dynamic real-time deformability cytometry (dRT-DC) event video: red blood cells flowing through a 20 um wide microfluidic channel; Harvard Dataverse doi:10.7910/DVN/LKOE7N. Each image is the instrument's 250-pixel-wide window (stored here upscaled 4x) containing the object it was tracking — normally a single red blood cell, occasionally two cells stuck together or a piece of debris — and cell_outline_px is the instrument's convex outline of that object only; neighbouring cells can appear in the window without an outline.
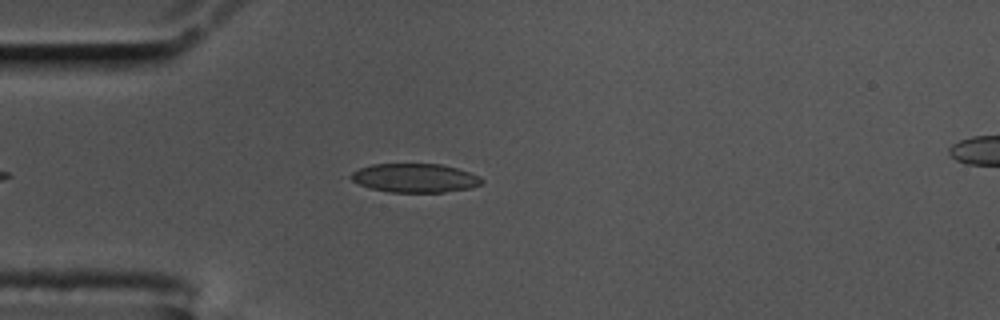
{"species": "common noctule bat (a hibernating species)", "species_latin": "Nyctalus noctula", "temperature_condition": "cold", "stored_images_in_passage": 43, "camera_frame_rate_fps": 3000, "um_per_image_px": 0.085, "animal": {"sex": "male", "body_mass_g": 17.5, "forearm_length_mm": 52.3}, "frame": {"image": 1, "passage_image": 4, "time_ms": 1.0, "image_size_px": [1000, 320], "cell_outline_px": [[484, 180], [480, 184], [468, 188], [444, 192], [388, 192], [368, 188], [352, 180], [348, 176], [352, 172], [360, 168], [372, 164], [440, 164], [456, 168], [480, 176]], "centroid_in_image_um": [35.23, 15.13], "position_along_channel_um": 49.8, "area_um2": 21.91}}
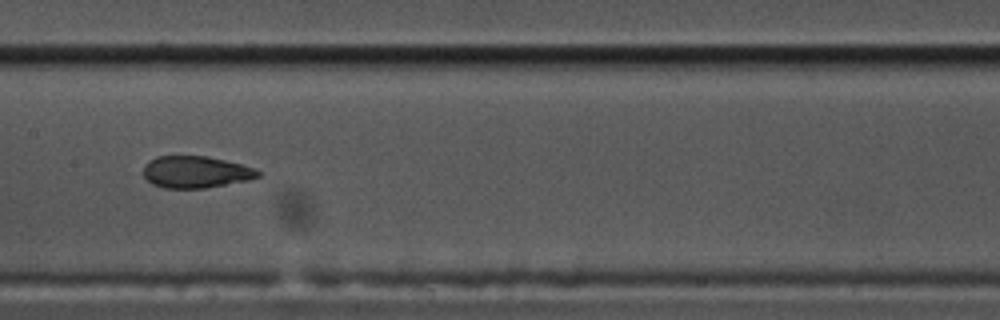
{"frame": {"image": 2, "passage_image": 17, "time_ms": 5.333, "image_size_px": [1000, 320], "cell_outline_px": [[260, 176], [248, 180], [204, 188], [164, 188], [152, 184], [144, 176], [144, 168], [148, 160], [156, 156], [208, 156], [240, 164], [252, 168], [260, 172]], "centroid_in_image_um": [16.6, 14.62], "position_along_channel_um": 190.8, "area_um2": 21.1}}
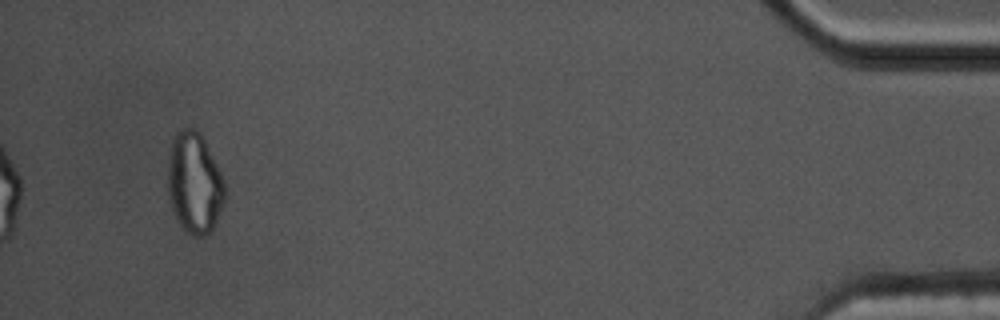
{"frame": {"image": 3, "passage_image": 43, "time_ms": 14.0, "image_size_px": [1000, 320], "cell_outline_px": [[224, 200], [212, 228], [204, 236], [192, 236], [176, 220], [168, 196], [168, 160], [172, 140], [176, 132], [180, 128], [192, 128], [200, 132], [216, 164], [224, 184]], "centroid_in_image_um": [16.48, 15.54], "position_along_channel_um": 418.7, "area_um2": 33.0}, "authors_computed_cell_mechanics": {"area_um2": 22.4842, "velocity_mm_per_s": 3.4866, "shape_relaxation_time_tau1_ms": null, "shape_relaxation_time_tau2_ms": 1.3559, "deformation_change_tau1": null, "deformation_change_tau2": 0.0688}}